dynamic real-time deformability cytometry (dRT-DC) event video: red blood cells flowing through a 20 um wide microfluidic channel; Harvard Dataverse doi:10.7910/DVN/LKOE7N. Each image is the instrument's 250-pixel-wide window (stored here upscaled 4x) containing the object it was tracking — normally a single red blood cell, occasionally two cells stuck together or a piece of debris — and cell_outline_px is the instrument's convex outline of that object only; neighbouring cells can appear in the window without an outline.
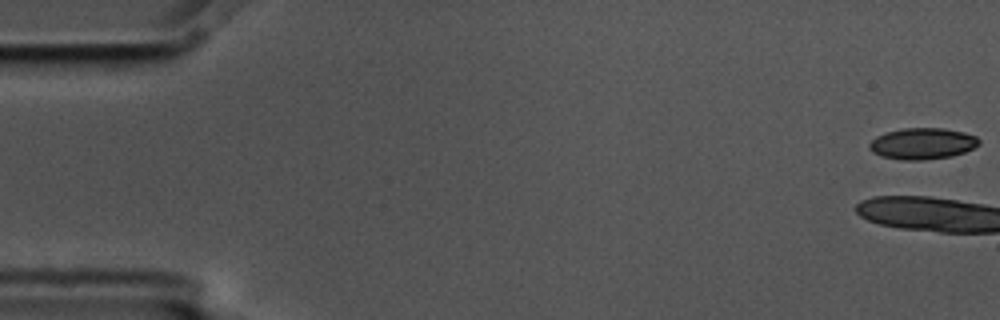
{"species": "common noctule bat (a hibernating species)", "species_latin": "Nyctalus noctula", "temperature_condition": "cold", "stored_images_in_passage": 6, "camera_frame_rate_fps": 3000, "um_per_image_px": 0.085, "animal": {"sex": "male", "body_mass_g": 17.5, "forearm_length_mm": 52.3}, "frame": {"image": 1, "passage_image": 1, "time_ms": 0.0, "image_size_px": [1000, 320], "cell_outline_px": [[980, 144], [964, 152], [952, 156], [924, 160], [904, 160], [880, 156], [872, 152], [868, 148], [868, 144], [876, 136], [888, 132], [904, 128], [944, 128], [964, 132], [976, 136], [980, 140]], "centroid_in_image_um": [78.4, 12.21], "position_along_channel_um": 6.6, "area_um2": 20.06}}